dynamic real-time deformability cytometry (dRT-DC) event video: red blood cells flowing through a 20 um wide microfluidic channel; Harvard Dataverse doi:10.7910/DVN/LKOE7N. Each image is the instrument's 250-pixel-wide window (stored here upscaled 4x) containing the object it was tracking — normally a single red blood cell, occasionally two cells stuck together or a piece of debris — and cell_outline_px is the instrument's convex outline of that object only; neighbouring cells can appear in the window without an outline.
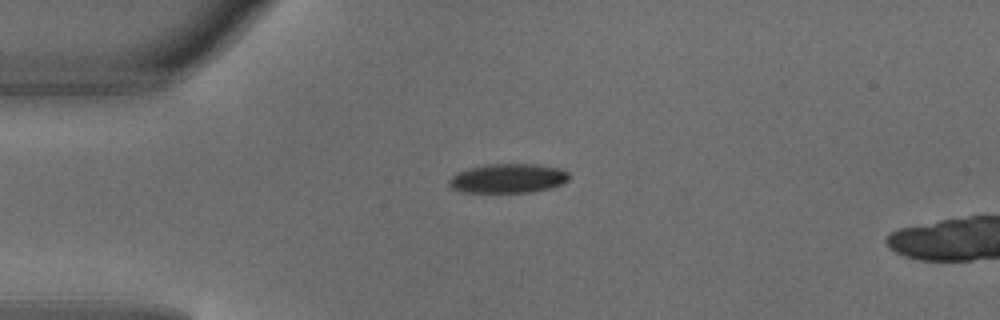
{"species": "common noctule bat (a hibernating species)", "species_latin": "Nyctalus noctula", "temperature_condition": "warm", "stored_images_in_passage": 2, "camera_frame_rate_fps": 3000, "um_per_image_px": 0.085, "animal": {"sex": "male", "body_mass_g": 18.8}, "frame": {"image": 1, "passage_image": 1, "time_ms": 0.0, "image_size_px": [1000, 320], "cell_outline_px": [[568, 180], [564, 184], [552, 188], [532, 192], [460, 192], [452, 188], [448, 184], [448, 180], [456, 172], [468, 168], [488, 164], [536, 164], [560, 168], [568, 172]], "centroid_in_image_um": [43.18, 15.16], "position_along_channel_um": 41.8, "area_um2": 20.69}}